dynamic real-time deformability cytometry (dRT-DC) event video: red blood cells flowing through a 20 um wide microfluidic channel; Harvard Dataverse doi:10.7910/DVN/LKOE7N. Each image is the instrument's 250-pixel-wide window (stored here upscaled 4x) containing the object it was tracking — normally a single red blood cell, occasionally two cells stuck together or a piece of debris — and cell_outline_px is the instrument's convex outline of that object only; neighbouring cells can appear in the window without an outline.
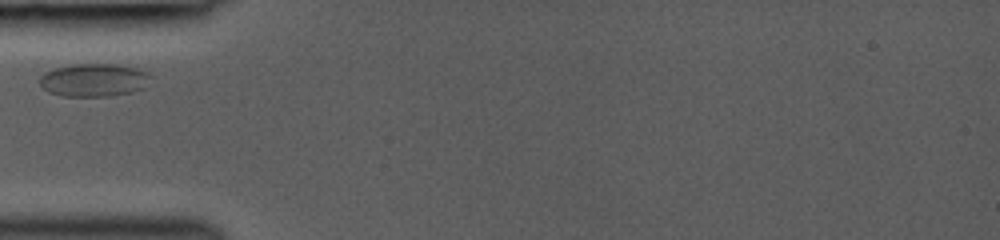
{"species": "common noctule bat (a hibernating species)", "species_latin": "Nyctalus noctula", "temperature_condition": "room temperature", "stored_images_in_passage": 1, "camera_frame_rate_fps": 3000, "um_per_image_px": 0.085, "animal": {"sex": "female", "body_mass_g": 19.0, "forearm_length_mm": 53.3}, "frame": {"image": 1, "passage_image": 1, "time_ms": 0.0, "image_size_px": [1000, 240], "cell_outline_px": [[152, 76], [144, 88], [132, 92], [108, 96], [64, 96], [48, 92], [40, 84], [40, 76], [44, 72], [56, 68], [76, 64], [116, 64], [140, 68], [148, 72]], "centroid_in_image_um": [8.02, 6.8], "position_along_channel_um": 77.0, "area_um2": 21.44}}